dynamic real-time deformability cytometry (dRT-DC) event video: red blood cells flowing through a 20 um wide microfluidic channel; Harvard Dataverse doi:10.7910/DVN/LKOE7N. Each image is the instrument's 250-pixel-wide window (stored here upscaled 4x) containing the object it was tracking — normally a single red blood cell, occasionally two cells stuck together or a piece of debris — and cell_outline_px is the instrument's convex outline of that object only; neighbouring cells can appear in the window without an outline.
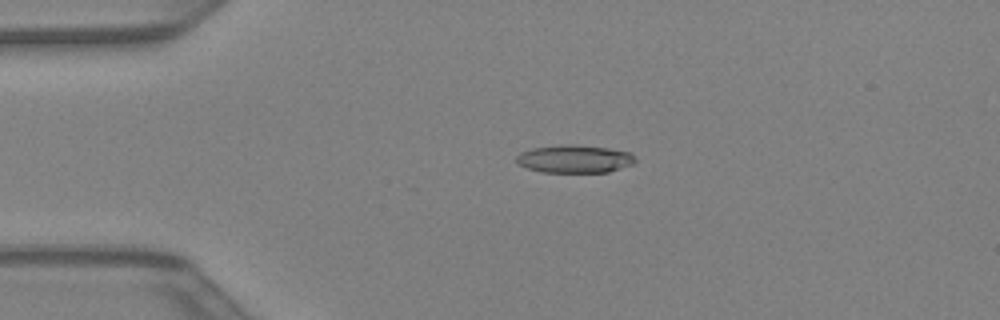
{"species": "Egyptian fruit bat (a non-hibernating species)", "species_latin": "Rousettus aegyptiacus", "temperature_condition": "warm", "stored_images_in_passage": 35, "camera_frame_rate_fps": 3000, "um_per_image_px": 0.085, "animal": {"sex": "female"}, "frame": {"image": 1, "passage_image": 10, "time_ms": 3.0, "image_size_px": [1000, 320], "cell_outline_px": [[636, 160], [632, 164], [608, 172], [540, 172], [516, 164], [516, 156], [520, 152], [532, 148], [568, 144], [572, 144], [608, 148], [628, 152]], "centroid_in_image_um": [48.78, 13.51], "position_along_channel_um": 36.2, "area_um2": 19.19}}
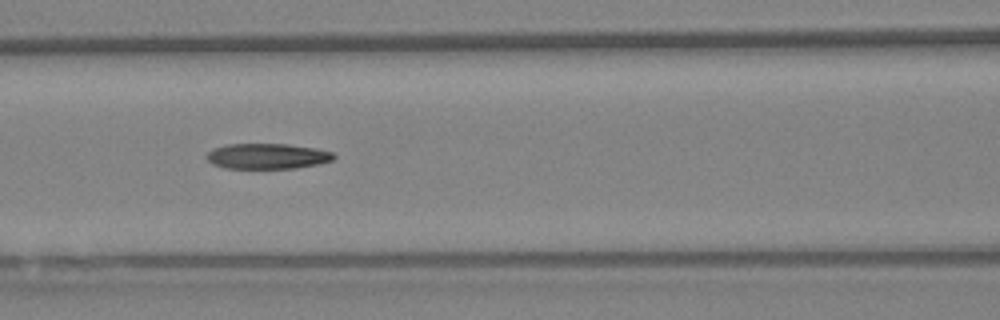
{"frame": {"image": 2, "passage_image": 19, "time_ms": 6.0, "image_size_px": [1000, 320], "cell_outline_px": [[336, 156], [332, 160], [316, 164], [296, 168], [224, 168], [212, 164], [204, 156], [208, 152], [216, 148], [228, 144], [288, 144], [316, 148], [332, 152]], "centroid_in_image_um": [22.71, 13.27], "position_along_channel_um": 143.9, "area_um2": 18.79}}
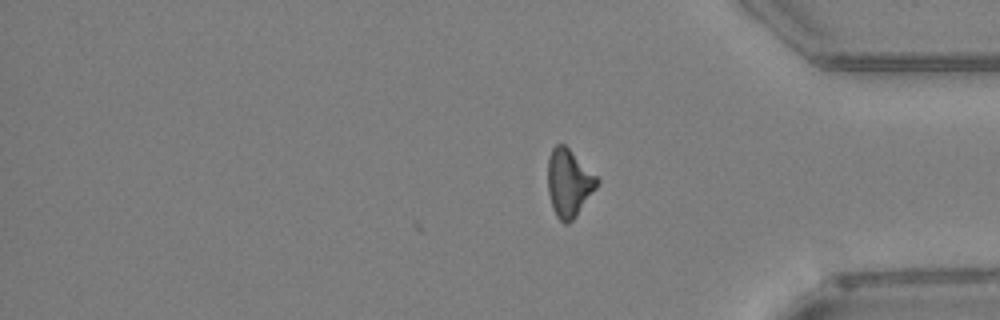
{"frame": {"image": 3, "passage_image": 35, "time_ms": 11.333, "image_size_px": [1000, 320], "cell_outline_px": [[600, 180], [596, 188], [576, 216], [568, 224], [564, 224], [556, 216], [552, 208], [548, 192], [548, 156], [552, 148], [556, 144], [564, 144]], "centroid_in_image_um": [48.33, 15.56], "position_along_channel_um": 386.9, "area_um2": 19.25}}